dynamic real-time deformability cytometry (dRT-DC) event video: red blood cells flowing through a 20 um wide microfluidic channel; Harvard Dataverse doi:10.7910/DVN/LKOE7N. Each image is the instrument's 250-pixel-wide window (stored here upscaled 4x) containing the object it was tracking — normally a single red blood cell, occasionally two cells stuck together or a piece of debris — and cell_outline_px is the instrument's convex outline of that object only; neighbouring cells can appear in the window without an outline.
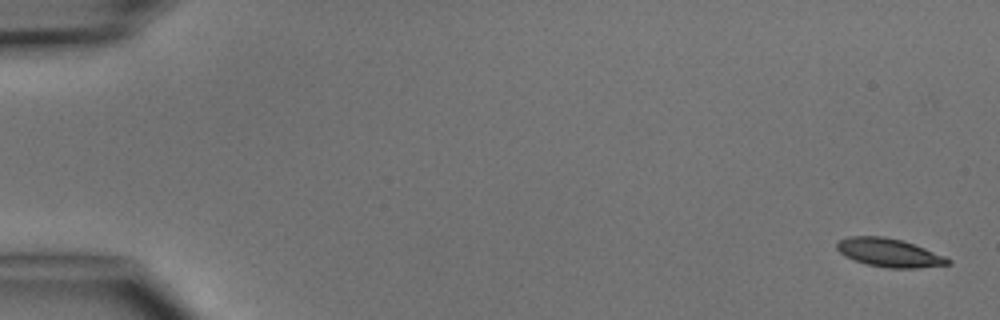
{"species": "common noctule bat (a hibernating species)", "species_latin": "Nyctalus noctula", "temperature_condition": "cold", "stored_images_in_passage": 7, "camera_frame_rate_fps": 3000, "um_per_image_px": 0.085, "animal": {"sex": "male", "body_mass_g": 15.6}, "frame": {"image": 1, "passage_image": 1, "time_ms": 0.0, "image_size_px": [1000, 320], "cell_outline_px": [[952, 264], [916, 268], [888, 268], [868, 264], [844, 256], [836, 248], [836, 244], [840, 240], [848, 236], [884, 236], [900, 240], [924, 248], [944, 256], [952, 260]], "centroid_in_image_um": [75.58, 21.48], "position_along_channel_um": 9.4, "area_um2": 18.21}}